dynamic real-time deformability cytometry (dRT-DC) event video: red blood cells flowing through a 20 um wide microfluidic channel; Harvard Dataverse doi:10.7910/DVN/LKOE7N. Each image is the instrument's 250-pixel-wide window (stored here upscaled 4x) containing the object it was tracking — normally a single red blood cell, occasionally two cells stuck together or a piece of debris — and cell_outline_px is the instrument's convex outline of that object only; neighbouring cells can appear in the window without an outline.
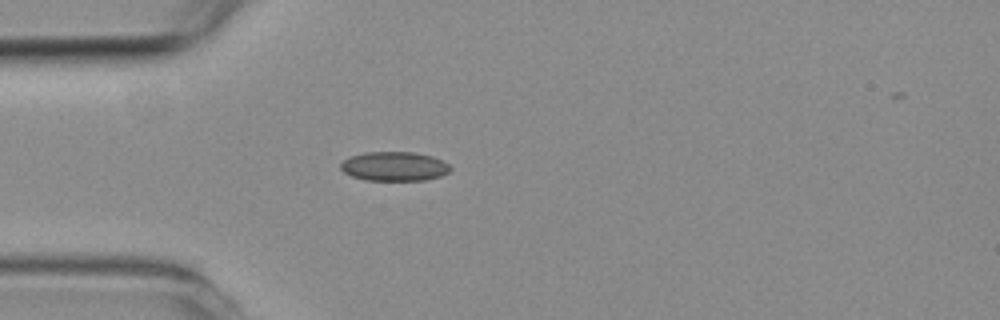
{"species": "common noctule bat (a hibernating species)", "species_latin": "Nyctalus noctula", "temperature_condition": "room temperature", "stored_images_in_passage": 1, "camera_frame_rate_fps": 3000, "um_per_image_px": 0.085, "animal": {"sex": "female", "body_mass_g": 19.3, "forearm_length_mm": 54.1}, "frame": {"image": 1, "passage_image": 1, "time_ms": 0.0, "image_size_px": [1000, 320], "cell_outline_px": [[452, 168], [448, 172], [440, 176], [424, 180], [364, 180], [352, 176], [344, 172], [340, 168], [340, 164], [348, 156], [364, 152], [416, 152], [432, 156], [444, 160]], "centroid_in_image_um": [33.51, 14.13], "position_along_channel_um": 51.5, "area_um2": 18.84}}